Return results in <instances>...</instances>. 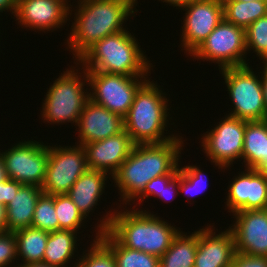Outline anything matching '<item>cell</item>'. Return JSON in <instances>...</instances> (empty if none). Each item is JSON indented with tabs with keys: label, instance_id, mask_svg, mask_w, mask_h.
<instances>
[{
	"label": "cell",
	"instance_id": "obj_15",
	"mask_svg": "<svg viewBox=\"0 0 267 267\" xmlns=\"http://www.w3.org/2000/svg\"><path fill=\"white\" fill-rule=\"evenodd\" d=\"M229 226L236 253L267 257V209L237 211Z\"/></svg>",
	"mask_w": 267,
	"mask_h": 267
},
{
	"label": "cell",
	"instance_id": "obj_40",
	"mask_svg": "<svg viewBox=\"0 0 267 267\" xmlns=\"http://www.w3.org/2000/svg\"><path fill=\"white\" fill-rule=\"evenodd\" d=\"M6 232H8L6 220V206L0 203V234Z\"/></svg>",
	"mask_w": 267,
	"mask_h": 267
},
{
	"label": "cell",
	"instance_id": "obj_29",
	"mask_svg": "<svg viewBox=\"0 0 267 267\" xmlns=\"http://www.w3.org/2000/svg\"><path fill=\"white\" fill-rule=\"evenodd\" d=\"M94 235L90 248L82 251L79 260L72 261L75 267H116L112 251L99 239L100 233Z\"/></svg>",
	"mask_w": 267,
	"mask_h": 267
},
{
	"label": "cell",
	"instance_id": "obj_44",
	"mask_svg": "<svg viewBox=\"0 0 267 267\" xmlns=\"http://www.w3.org/2000/svg\"><path fill=\"white\" fill-rule=\"evenodd\" d=\"M259 60L262 61V66H267V52Z\"/></svg>",
	"mask_w": 267,
	"mask_h": 267
},
{
	"label": "cell",
	"instance_id": "obj_42",
	"mask_svg": "<svg viewBox=\"0 0 267 267\" xmlns=\"http://www.w3.org/2000/svg\"><path fill=\"white\" fill-rule=\"evenodd\" d=\"M7 179H8V176L6 173L5 164H4L3 158L0 154V183L6 181Z\"/></svg>",
	"mask_w": 267,
	"mask_h": 267
},
{
	"label": "cell",
	"instance_id": "obj_45",
	"mask_svg": "<svg viewBox=\"0 0 267 267\" xmlns=\"http://www.w3.org/2000/svg\"><path fill=\"white\" fill-rule=\"evenodd\" d=\"M243 2H253V1H267V0H238Z\"/></svg>",
	"mask_w": 267,
	"mask_h": 267
},
{
	"label": "cell",
	"instance_id": "obj_36",
	"mask_svg": "<svg viewBox=\"0 0 267 267\" xmlns=\"http://www.w3.org/2000/svg\"><path fill=\"white\" fill-rule=\"evenodd\" d=\"M23 185L20 182L8 178L0 183V203L5 206L12 201V198L17 194L18 190Z\"/></svg>",
	"mask_w": 267,
	"mask_h": 267
},
{
	"label": "cell",
	"instance_id": "obj_33",
	"mask_svg": "<svg viewBox=\"0 0 267 267\" xmlns=\"http://www.w3.org/2000/svg\"><path fill=\"white\" fill-rule=\"evenodd\" d=\"M16 238L14 232L0 234V267H12L11 264L18 265ZM13 261V262H12ZM16 265H14L15 267Z\"/></svg>",
	"mask_w": 267,
	"mask_h": 267
},
{
	"label": "cell",
	"instance_id": "obj_7",
	"mask_svg": "<svg viewBox=\"0 0 267 267\" xmlns=\"http://www.w3.org/2000/svg\"><path fill=\"white\" fill-rule=\"evenodd\" d=\"M253 70L252 65L219 70L234 106L227 115L246 121L267 118L260 73Z\"/></svg>",
	"mask_w": 267,
	"mask_h": 267
},
{
	"label": "cell",
	"instance_id": "obj_10",
	"mask_svg": "<svg viewBox=\"0 0 267 267\" xmlns=\"http://www.w3.org/2000/svg\"><path fill=\"white\" fill-rule=\"evenodd\" d=\"M219 124L201 135V147L205 156L218 169L234 166L242 160L246 120L224 115ZM241 159V160H240ZM231 165V166H230Z\"/></svg>",
	"mask_w": 267,
	"mask_h": 267
},
{
	"label": "cell",
	"instance_id": "obj_21",
	"mask_svg": "<svg viewBox=\"0 0 267 267\" xmlns=\"http://www.w3.org/2000/svg\"><path fill=\"white\" fill-rule=\"evenodd\" d=\"M43 193L42 188L34 185H23L6 205L7 231L32 227L36 203Z\"/></svg>",
	"mask_w": 267,
	"mask_h": 267
},
{
	"label": "cell",
	"instance_id": "obj_46",
	"mask_svg": "<svg viewBox=\"0 0 267 267\" xmlns=\"http://www.w3.org/2000/svg\"><path fill=\"white\" fill-rule=\"evenodd\" d=\"M263 173L265 174L266 179H267V168L263 171Z\"/></svg>",
	"mask_w": 267,
	"mask_h": 267
},
{
	"label": "cell",
	"instance_id": "obj_17",
	"mask_svg": "<svg viewBox=\"0 0 267 267\" xmlns=\"http://www.w3.org/2000/svg\"><path fill=\"white\" fill-rule=\"evenodd\" d=\"M207 223L198 230V247L194 267H230L236 253L234 236L229 228L217 234Z\"/></svg>",
	"mask_w": 267,
	"mask_h": 267
},
{
	"label": "cell",
	"instance_id": "obj_19",
	"mask_svg": "<svg viewBox=\"0 0 267 267\" xmlns=\"http://www.w3.org/2000/svg\"><path fill=\"white\" fill-rule=\"evenodd\" d=\"M134 145L125 130L104 140L89 142L83 145L88 168L112 177L130 155Z\"/></svg>",
	"mask_w": 267,
	"mask_h": 267
},
{
	"label": "cell",
	"instance_id": "obj_4",
	"mask_svg": "<svg viewBox=\"0 0 267 267\" xmlns=\"http://www.w3.org/2000/svg\"><path fill=\"white\" fill-rule=\"evenodd\" d=\"M130 31L122 30L97 41L76 60L77 64L108 74L150 76L154 66Z\"/></svg>",
	"mask_w": 267,
	"mask_h": 267
},
{
	"label": "cell",
	"instance_id": "obj_9",
	"mask_svg": "<svg viewBox=\"0 0 267 267\" xmlns=\"http://www.w3.org/2000/svg\"><path fill=\"white\" fill-rule=\"evenodd\" d=\"M90 100L112 113L125 117L134 101L138 89L148 76H126L86 70Z\"/></svg>",
	"mask_w": 267,
	"mask_h": 267
},
{
	"label": "cell",
	"instance_id": "obj_5",
	"mask_svg": "<svg viewBox=\"0 0 267 267\" xmlns=\"http://www.w3.org/2000/svg\"><path fill=\"white\" fill-rule=\"evenodd\" d=\"M150 80L151 77L138 89L124 117V130L135 145L161 144L178 136L177 133L165 135L168 134V125L174 124H169L173 118L169 113L170 99L156 81Z\"/></svg>",
	"mask_w": 267,
	"mask_h": 267
},
{
	"label": "cell",
	"instance_id": "obj_26",
	"mask_svg": "<svg viewBox=\"0 0 267 267\" xmlns=\"http://www.w3.org/2000/svg\"><path fill=\"white\" fill-rule=\"evenodd\" d=\"M99 239L112 251L116 267H159V257L124 247L109 231L100 232Z\"/></svg>",
	"mask_w": 267,
	"mask_h": 267
},
{
	"label": "cell",
	"instance_id": "obj_1",
	"mask_svg": "<svg viewBox=\"0 0 267 267\" xmlns=\"http://www.w3.org/2000/svg\"><path fill=\"white\" fill-rule=\"evenodd\" d=\"M183 137L178 135L170 141L161 144H136L130 155L124 160L112 176L122 208L133 205V202L144 190L146 184L153 178L177 173L184 145Z\"/></svg>",
	"mask_w": 267,
	"mask_h": 267
},
{
	"label": "cell",
	"instance_id": "obj_23",
	"mask_svg": "<svg viewBox=\"0 0 267 267\" xmlns=\"http://www.w3.org/2000/svg\"><path fill=\"white\" fill-rule=\"evenodd\" d=\"M81 232H75L72 230H56L49 232V237L46 243L45 253L43 256V263L56 266V267H68V263H71V259H75L74 255L78 251L79 243H77V234ZM77 246V247H76ZM72 267L76 264L72 263ZM71 267V265L69 266Z\"/></svg>",
	"mask_w": 267,
	"mask_h": 267
},
{
	"label": "cell",
	"instance_id": "obj_27",
	"mask_svg": "<svg viewBox=\"0 0 267 267\" xmlns=\"http://www.w3.org/2000/svg\"><path fill=\"white\" fill-rule=\"evenodd\" d=\"M223 8L224 19L244 29L262 16L267 15V1L228 0L223 2Z\"/></svg>",
	"mask_w": 267,
	"mask_h": 267
},
{
	"label": "cell",
	"instance_id": "obj_31",
	"mask_svg": "<svg viewBox=\"0 0 267 267\" xmlns=\"http://www.w3.org/2000/svg\"><path fill=\"white\" fill-rule=\"evenodd\" d=\"M206 174L204 175L198 165H179V190L186 196H196L205 191L209 183ZM202 190V191H201ZM191 193V194H190Z\"/></svg>",
	"mask_w": 267,
	"mask_h": 267
},
{
	"label": "cell",
	"instance_id": "obj_28",
	"mask_svg": "<svg viewBox=\"0 0 267 267\" xmlns=\"http://www.w3.org/2000/svg\"><path fill=\"white\" fill-rule=\"evenodd\" d=\"M54 207L59 221V230L78 232L79 229L85 226L83 223L86 221V218L67 194L54 195Z\"/></svg>",
	"mask_w": 267,
	"mask_h": 267
},
{
	"label": "cell",
	"instance_id": "obj_6",
	"mask_svg": "<svg viewBox=\"0 0 267 267\" xmlns=\"http://www.w3.org/2000/svg\"><path fill=\"white\" fill-rule=\"evenodd\" d=\"M74 64L76 67L66 68L47 89L40 114L44 123L77 125L90 96L87 72Z\"/></svg>",
	"mask_w": 267,
	"mask_h": 267
},
{
	"label": "cell",
	"instance_id": "obj_22",
	"mask_svg": "<svg viewBox=\"0 0 267 267\" xmlns=\"http://www.w3.org/2000/svg\"><path fill=\"white\" fill-rule=\"evenodd\" d=\"M242 160L245 168L259 172L267 168V118L246 122Z\"/></svg>",
	"mask_w": 267,
	"mask_h": 267
},
{
	"label": "cell",
	"instance_id": "obj_18",
	"mask_svg": "<svg viewBox=\"0 0 267 267\" xmlns=\"http://www.w3.org/2000/svg\"><path fill=\"white\" fill-rule=\"evenodd\" d=\"M78 127V128H77ZM78 145L104 140L124 131V118L88 100L76 125Z\"/></svg>",
	"mask_w": 267,
	"mask_h": 267
},
{
	"label": "cell",
	"instance_id": "obj_24",
	"mask_svg": "<svg viewBox=\"0 0 267 267\" xmlns=\"http://www.w3.org/2000/svg\"><path fill=\"white\" fill-rule=\"evenodd\" d=\"M167 251L160 257L159 267H194L198 247V230L190 233L179 228Z\"/></svg>",
	"mask_w": 267,
	"mask_h": 267
},
{
	"label": "cell",
	"instance_id": "obj_25",
	"mask_svg": "<svg viewBox=\"0 0 267 267\" xmlns=\"http://www.w3.org/2000/svg\"><path fill=\"white\" fill-rule=\"evenodd\" d=\"M14 235L16 238L17 260L22 261L18 265L43 262L49 232L28 227L15 231Z\"/></svg>",
	"mask_w": 267,
	"mask_h": 267
},
{
	"label": "cell",
	"instance_id": "obj_8",
	"mask_svg": "<svg viewBox=\"0 0 267 267\" xmlns=\"http://www.w3.org/2000/svg\"><path fill=\"white\" fill-rule=\"evenodd\" d=\"M246 55L245 29L223 19L190 56L216 63L222 70L250 65Z\"/></svg>",
	"mask_w": 267,
	"mask_h": 267
},
{
	"label": "cell",
	"instance_id": "obj_16",
	"mask_svg": "<svg viewBox=\"0 0 267 267\" xmlns=\"http://www.w3.org/2000/svg\"><path fill=\"white\" fill-rule=\"evenodd\" d=\"M229 181L225 209L237 211L267 209V179L263 172L245 168Z\"/></svg>",
	"mask_w": 267,
	"mask_h": 267
},
{
	"label": "cell",
	"instance_id": "obj_2",
	"mask_svg": "<svg viewBox=\"0 0 267 267\" xmlns=\"http://www.w3.org/2000/svg\"><path fill=\"white\" fill-rule=\"evenodd\" d=\"M114 208L99 218L96 233L109 231L124 247L161 257L179 233V227L168 223L150 210ZM127 208V209H126ZM118 209V210H117ZM125 209V210H124ZM163 219V220H162ZM172 225V226H171Z\"/></svg>",
	"mask_w": 267,
	"mask_h": 267
},
{
	"label": "cell",
	"instance_id": "obj_39",
	"mask_svg": "<svg viewBox=\"0 0 267 267\" xmlns=\"http://www.w3.org/2000/svg\"><path fill=\"white\" fill-rule=\"evenodd\" d=\"M263 67V68H261ZM258 67L260 68L262 71L260 72V76H261V82H262V90H263V95H264V101H265V108H266V113H267V66H261Z\"/></svg>",
	"mask_w": 267,
	"mask_h": 267
},
{
	"label": "cell",
	"instance_id": "obj_34",
	"mask_svg": "<svg viewBox=\"0 0 267 267\" xmlns=\"http://www.w3.org/2000/svg\"><path fill=\"white\" fill-rule=\"evenodd\" d=\"M177 175V173H169L166 175H162L159 177H155L151 179L145 186L143 192L132 202L133 204L135 203L132 208H136L135 206L137 204L142 205L141 203L144 202L146 198H149V196H154L157 197L162 188L163 185H168V183ZM137 200V201H136ZM138 202V203H136Z\"/></svg>",
	"mask_w": 267,
	"mask_h": 267
},
{
	"label": "cell",
	"instance_id": "obj_43",
	"mask_svg": "<svg viewBox=\"0 0 267 267\" xmlns=\"http://www.w3.org/2000/svg\"><path fill=\"white\" fill-rule=\"evenodd\" d=\"M16 267H56L52 266L46 263H32V264H23V265H17Z\"/></svg>",
	"mask_w": 267,
	"mask_h": 267
},
{
	"label": "cell",
	"instance_id": "obj_35",
	"mask_svg": "<svg viewBox=\"0 0 267 267\" xmlns=\"http://www.w3.org/2000/svg\"><path fill=\"white\" fill-rule=\"evenodd\" d=\"M230 267H267V257L235 253Z\"/></svg>",
	"mask_w": 267,
	"mask_h": 267
},
{
	"label": "cell",
	"instance_id": "obj_30",
	"mask_svg": "<svg viewBox=\"0 0 267 267\" xmlns=\"http://www.w3.org/2000/svg\"><path fill=\"white\" fill-rule=\"evenodd\" d=\"M32 227L52 232L59 230V221L54 207V195L42 193L34 210Z\"/></svg>",
	"mask_w": 267,
	"mask_h": 267
},
{
	"label": "cell",
	"instance_id": "obj_11",
	"mask_svg": "<svg viewBox=\"0 0 267 267\" xmlns=\"http://www.w3.org/2000/svg\"><path fill=\"white\" fill-rule=\"evenodd\" d=\"M22 140L1 152L8 178L22 185L42 188L49 158L48 144L37 140Z\"/></svg>",
	"mask_w": 267,
	"mask_h": 267
},
{
	"label": "cell",
	"instance_id": "obj_37",
	"mask_svg": "<svg viewBox=\"0 0 267 267\" xmlns=\"http://www.w3.org/2000/svg\"><path fill=\"white\" fill-rule=\"evenodd\" d=\"M179 196V170L177 175L168 183V185H163L160 194L156 197L166 203L175 200L176 195Z\"/></svg>",
	"mask_w": 267,
	"mask_h": 267
},
{
	"label": "cell",
	"instance_id": "obj_14",
	"mask_svg": "<svg viewBox=\"0 0 267 267\" xmlns=\"http://www.w3.org/2000/svg\"><path fill=\"white\" fill-rule=\"evenodd\" d=\"M69 0H17L16 12L13 19L28 30L53 32L62 28L70 21ZM69 3V4H68Z\"/></svg>",
	"mask_w": 267,
	"mask_h": 267
},
{
	"label": "cell",
	"instance_id": "obj_12",
	"mask_svg": "<svg viewBox=\"0 0 267 267\" xmlns=\"http://www.w3.org/2000/svg\"><path fill=\"white\" fill-rule=\"evenodd\" d=\"M54 146V147H53ZM49 158L42 191L48 195L67 194L76 180L88 169L82 145H48Z\"/></svg>",
	"mask_w": 267,
	"mask_h": 267
},
{
	"label": "cell",
	"instance_id": "obj_38",
	"mask_svg": "<svg viewBox=\"0 0 267 267\" xmlns=\"http://www.w3.org/2000/svg\"><path fill=\"white\" fill-rule=\"evenodd\" d=\"M17 7V0H0V12L3 13L6 10L11 13V15H15ZM0 13V14H1Z\"/></svg>",
	"mask_w": 267,
	"mask_h": 267
},
{
	"label": "cell",
	"instance_id": "obj_41",
	"mask_svg": "<svg viewBox=\"0 0 267 267\" xmlns=\"http://www.w3.org/2000/svg\"><path fill=\"white\" fill-rule=\"evenodd\" d=\"M158 1L167 3L166 4L167 6L169 4V6H173V7H176V9H180L186 5H189L194 0H158Z\"/></svg>",
	"mask_w": 267,
	"mask_h": 267
},
{
	"label": "cell",
	"instance_id": "obj_32",
	"mask_svg": "<svg viewBox=\"0 0 267 267\" xmlns=\"http://www.w3.org/2000/svg\"><path fill=\"white\" fill-rule=\"evenodd\" d=\"M245 37L247 53L253 51L260 59L267 52V15L250 24L245 29Z\"/></svg>",
	"mask_w": 267,
	"mask_h": 267
},
{
	"label": "cell",
	"instance_id": "obj_20",
	"mask_svg": "<svg viewBox=\"0 0 267 267\" xmlns=\"http://www.w3.org/2000/svg\"><path fill=\"white\" fill-rule=\"evenodd\" d=\"M110 177V178H109ZM112 178L109 174L87 169L73 184L67 195L72 199L78 210L86 218L94 212L95 207L105 193L107 179Z\"/></svg>",
	"mask_w": 267,
	"mask_h": 267
},
{
	"label": "cell",
	"instance_id": "obj_3",
	"mask_svg": "<svg viewBox=\"0 0 267 267\" xmlns=\"http://www.w3.org/2000/svg\"><path fill=\"white\" fill-rule=\"evenodd\" d=\"M76 9L70 7L73 15L71 31L65 43L73 54L74 62L94 43L108 35L126 28L125 22L135 17L137 0H77ZM72 9V10H71ZM72 11L74 13H72ZM127 20V21H126ZM75 57V59H74Z\"/></svg>",
	"mask_w": 267,
	"mask_h": 267
},
{
	"label": "cell",
	"instance_id": "obj_13",
	"mask_svg": "<svg viewBox=\"0 0 267 267\" xmlns=\"http://www.w3.org/2000/svg\"><path fill=\"white\" fill-rule=\"evenodd\" d=\"M181 9L185 11V17L180 48L190 56L224 19V8L220 0H194Z\"/></svg>",
	"mask_w": 267,
	"mask_h": 267
}]
</instances>
